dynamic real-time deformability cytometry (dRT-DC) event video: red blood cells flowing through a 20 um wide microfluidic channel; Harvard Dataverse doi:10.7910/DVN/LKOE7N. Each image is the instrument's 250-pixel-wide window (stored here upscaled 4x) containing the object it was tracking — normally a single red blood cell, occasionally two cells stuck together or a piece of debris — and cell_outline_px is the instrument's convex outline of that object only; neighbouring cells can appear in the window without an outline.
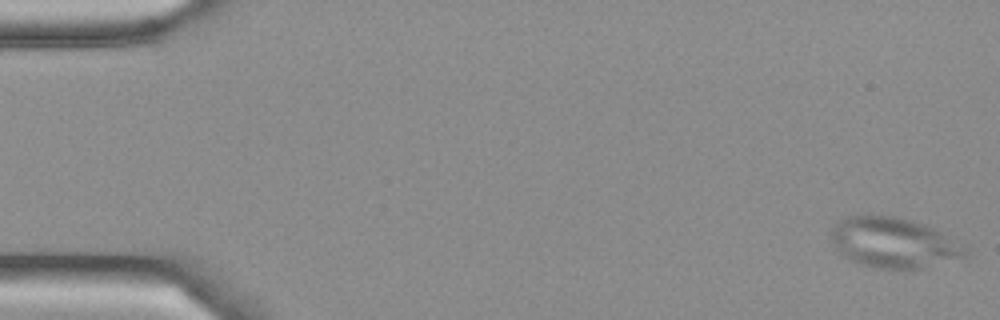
{"species": "Egyptian fruit bat (a non-hibernating species)", "species_latin": "Rousettus aegyptiacus", "temperature_condition": "cold", "stored_images_in_passage": 5, "camera_frame_rate_fps": 3000, "um_per_image_px": 0.085, "frame": {"image": 1, "passage_image": 1, "time_ms": 0.0, "image_size_px": [1000, 320], "cell_outline_px": [[968, 256], [924, 268], [880, 268], [864, 264], [852, 260], [840, 252], [836, 248], [832, 240], [832, 228], [836, 220], [848, 216], [896, 216], [924, 224], [940, 232], [968, 248]], "centroid_in_image_um": [75.98, 20.62], "position_along_channel_um": 9.0, "area_um2": 38.73}}